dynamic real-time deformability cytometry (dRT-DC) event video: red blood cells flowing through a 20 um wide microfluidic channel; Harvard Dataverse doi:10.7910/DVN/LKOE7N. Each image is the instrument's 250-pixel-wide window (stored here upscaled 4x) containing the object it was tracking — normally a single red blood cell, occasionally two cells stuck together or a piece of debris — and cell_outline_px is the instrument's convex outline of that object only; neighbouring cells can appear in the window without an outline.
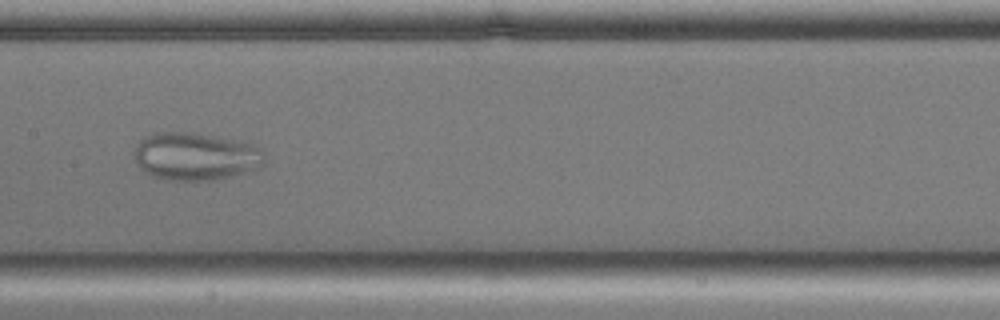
{"species": "common noctule bat (a hibernating species)", "species_latin": "Nyctalus noctula", "temperature_condition": "cold", "stored_images_in_passage": 53, "camera_frame_rate_fps": 3000, "um_per_image_px": 0.085, "animal": {"sex": "male", "body_mass_g": 17.9, "forearm_length_mm": 54.2}, "frame": {"image": 1, "passage_image": 25, "time_ms": 8.0, "image_size_px": [1000, 320], "cell_outline_px": [[264, 164], [256, 168], [244, 172], [212, 180], [164, 180], [152, 176], [140, 168], [136, 160], [136, 144], [144, 136], [156, 132], [192, 132], [236, 140], [252, 144], [260, 148], [264, 152]], "centroid_in_image_um": [16.6, 13.28], "position_along_channel_um": 190.8, "area_um2": 36.07}}
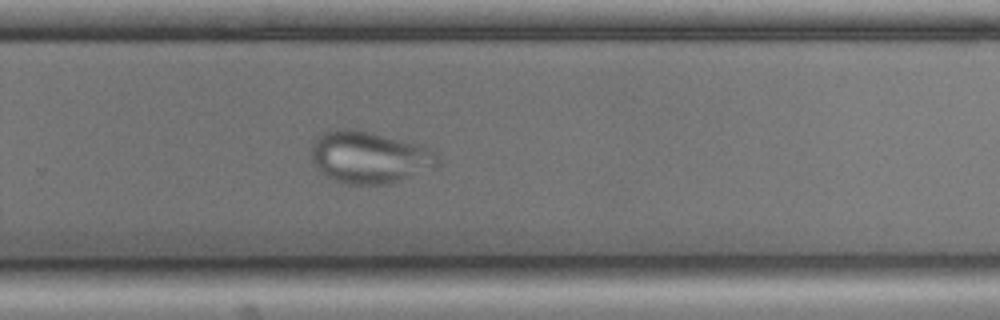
{"frame": {"image": 2, "passage_image": 34, "time_ms": 11.0, "image_size_px": [1000, 320], "cell_outline_px": [[440, 160], [436, 164], [392, 184], [344, 184], [332, 180], [320, 172], [312, 160], [312, 144], [324, 132], [340, 128], [352, 128], [416, 144], [428, 148], [436, 152], [440, 156]], "centroid_in_image_um": [31.34, 13.38], "position_along_channel_um": 298.5, "area_um2": 37.69}}